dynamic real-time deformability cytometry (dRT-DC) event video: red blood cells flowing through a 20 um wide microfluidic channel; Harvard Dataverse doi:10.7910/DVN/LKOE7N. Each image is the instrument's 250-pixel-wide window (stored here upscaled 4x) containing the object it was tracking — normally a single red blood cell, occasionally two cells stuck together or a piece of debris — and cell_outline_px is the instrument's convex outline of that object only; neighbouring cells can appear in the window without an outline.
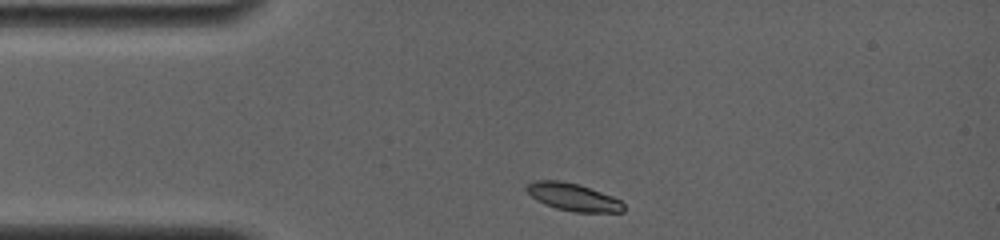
{"species": "common noctule bat (a hibernating species)", "species_latin": "Nyctalus noctula", "temperature_condition": "room temperature", "stored_images_in_passage": 24, "camera_frame_rate_fps": 4000, "um_per_image_px": 0.085, "animal": {"sex": "female", "body_mass_g": 19.0, "forearm_length_mm": 56.7}, "frame": {"image": 1, "passage_image": 1, "time_ms": 0.0, "image_size_px": [1000, 240], "cell_outline_px": [[624, 212], [572, 212], [556, 208], [544, 204], [536, 200], [524, 188], [532, 180], [560, 180], [580, 184], [612, 196], [620, 200], [624, 204]], "centroid_in_image_um": [48.7, 16.74], "position_along_channel_um": 36.3, "area_um2": 15.72}}
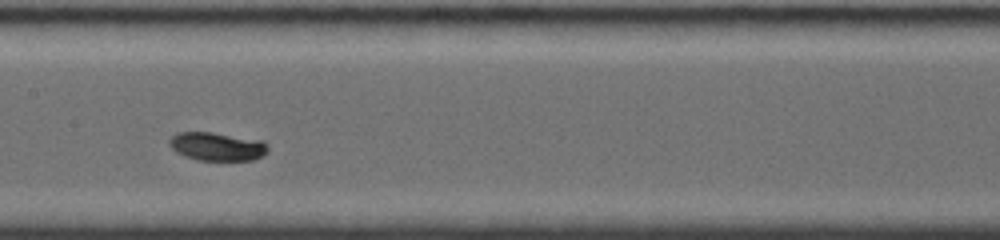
{"frame": {"image": 2, "passage_image": 14, "time_ms": 4.75, "image_size_px": [1000, 240], "cell_outline_px": [[268, 152], [252, 160], [196, 160], [184, 156], [176, 152], [168, 144], [168, 140], [176, 132], [212, 132], [264, 140], [268, 144]], "centroid_in_image_um": [18.45, 12.44], "position_along_channel_um": 189.0, "area_um2": 16.53}}
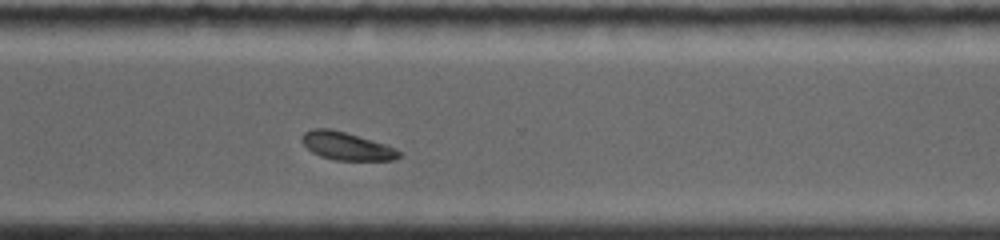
{"frame": {"image": 3, "passage_image": 24, "time_ms": 8.75, "image_size_px": [1000, 240], "cell_outline_px": [[404, 156], [392, 160], [332, 160], [320, 156], [312, 152], [300, 140], [300, 136], [304, 132], [312, 128], [328, 128], [344, 132], [372, 140], [384, 144], [400, 152]], "centroid_in_image_um": [29.41, 12.42], "position_along_channel_um": 341.2, "area_um2": 15.72}}